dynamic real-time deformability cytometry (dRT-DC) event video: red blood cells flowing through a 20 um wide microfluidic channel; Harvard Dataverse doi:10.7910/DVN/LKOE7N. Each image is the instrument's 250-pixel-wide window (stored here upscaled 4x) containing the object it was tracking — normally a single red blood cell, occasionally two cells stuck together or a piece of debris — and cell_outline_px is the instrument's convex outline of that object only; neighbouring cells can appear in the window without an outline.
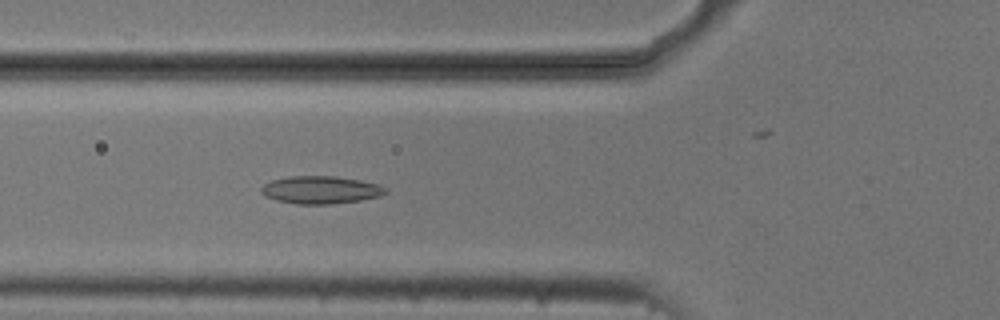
{"species": "common noctule bat (a hibernating species)", "species_latin": "Nyctalus noctula", "temperature_condition": "cold", "stored_images_in_passage": 54, "camera_frame_rate_fps": 3000, "um_per_image_px": 0.085, "animal": {"sex": "male", "body_mass_g": 20.5, "forearm_length_mm": 52.5}, "frame": {"image": 1, "passage_image": 20, "time_ms": 6.333, "image_size_px": [1000, 320], "cell_outline_px": [[388, 192], [380, 196], [360, 200], [332, 204], [296, 204], [276, 200], [264, 196], [260, 192], [260, 188], [264, 184], [272, 180], [288, 176], [336, 176], [360, 180], [376, 184], [388, 188]], "centroid_in_image_um": [27.24, 16.14], "position_along_channel_um": 98.6, "area_um2": 20.17}}
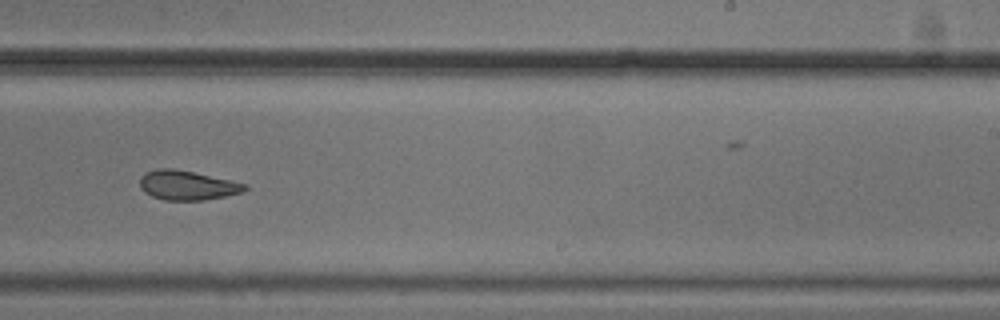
{"frame": {"image": 2, "passage_image": 34, "time_ms": 11.0, "image_size_px": [1000, 320], "cell_outline_px": [[248, 188], [244, 192], [204, 200], [164, 200], [152, 196], [144, 192], [140, 188], [140, 176], [144, 172], [156, 168], [172, 168], [192, 172], [248, 184]], "centroid_in_image_um": [15.89, 15.75], "position_along_channel_um": 273.1, "area_um2": 18.03}}
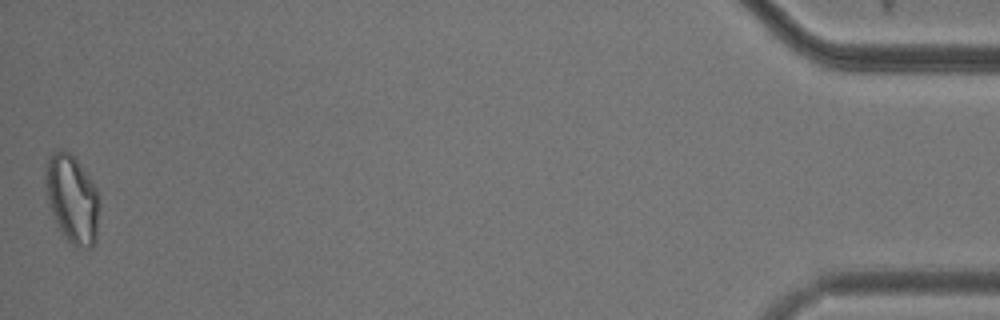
{"frame": {"image": 3, "passage_image": 54, "time_ms": 17.667, "image_size_px": [1000, 320], "cell_outline_px": [[100, 204], [96, 240], [92, 248], [88, 248], [72, 244], [68, 240], [60, 228], [52, 212], [44, 188], [44, 180], [48, 156], [52, 152], [60, 148], [64, 148], [76, 160], [96, 188]], "centroid_in_image_um": [6.13, 16.88], "position_along_channel_um": 429.1, "area_um2": 27.46}, "authors_computed_cell_mechanics": {"area_um2": 20.7502, "velocity_mm_per_s": 3.7337, "shape_relaxation_time_tau1_ms": null, "shape_relaxation_time_tau2_ms": 3.8838, "deformation_change_tau1": null, "deformation_change_tau2": 0.0973}}